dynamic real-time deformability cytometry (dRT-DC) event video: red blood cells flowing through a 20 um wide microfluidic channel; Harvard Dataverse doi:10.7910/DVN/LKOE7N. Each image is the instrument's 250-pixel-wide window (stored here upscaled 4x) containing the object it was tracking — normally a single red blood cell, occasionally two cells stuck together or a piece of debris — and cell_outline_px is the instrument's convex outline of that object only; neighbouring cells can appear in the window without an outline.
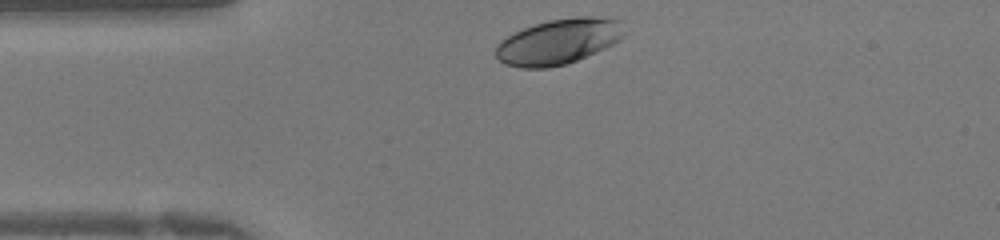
{"species": "human", "species_latin": "Homo sapiens", "temperature_condition": "warm", "stored_images_in_passage": 25, "camera_frame_rate_fps": 3000, "um_per_image_px": 0.085, "donor": {"sex": "female"}, "frame": {"image": 1, "passage_image": 1, "time_ms": 0.0, "image_size_px": [1000, 240], "cell_outline_px": [[620, 40], [604, 48], [576, 60], [564, 64], [548, 68], [520, 68], [504, 64], [496, 56], [496, 44], [500, 40], [524, 28], [548, 20], [576, 16], [592, 16], [620, 20]], "centroid_in_image_um": [47.4, 3.54], "position_along_channel_um": 37.6, "area_um2": 33.47}}
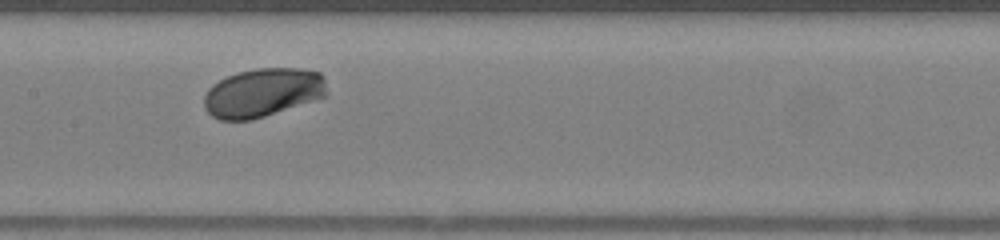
{"frame": {"image": 2, "passage_image": 12, "time_ms": 3.667, "image_size_px": [1000, 240], "cell_outline_px": [[328, 96], [252, 120], [220, 120], [212, 116], [204, 108], [204, 96], [208, 88], [212, 84], [228, 76], [240, 72], [256, 68], [300, 68], [320, 72], [324, 76], [328, 92]], "centroid_in_image_um": [22.36, 7.87], "position_along_channel_um": 185.0, "area_um2": 35.14}}
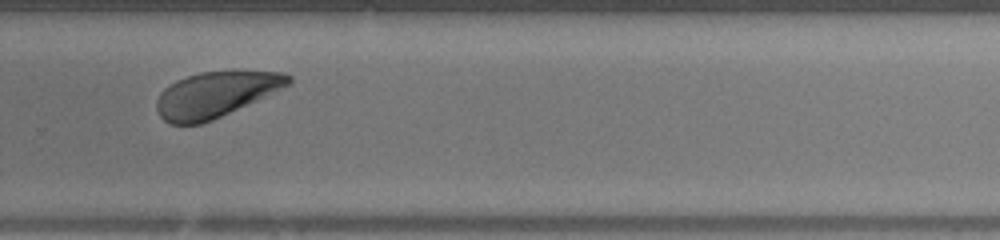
{"frame": {"image": 3, "passage_image": 20, "time_ms": 6.333, "image_size_px": [1000, 240], "cell_outline_px": [[292, 80], [288, 84], [256, 100], [212, 120], [200, 124], [172, 124], [164, 120], [160, 116], [156, 108], [156, 100], [160, 92], [164, 88], [176, 80], [200, 72], [284, 72], [292, 76]], "centroid_in_image_um": [18.26, 8.04], "position_along_channel_um": 311.5, "area_um2": 34.16}}